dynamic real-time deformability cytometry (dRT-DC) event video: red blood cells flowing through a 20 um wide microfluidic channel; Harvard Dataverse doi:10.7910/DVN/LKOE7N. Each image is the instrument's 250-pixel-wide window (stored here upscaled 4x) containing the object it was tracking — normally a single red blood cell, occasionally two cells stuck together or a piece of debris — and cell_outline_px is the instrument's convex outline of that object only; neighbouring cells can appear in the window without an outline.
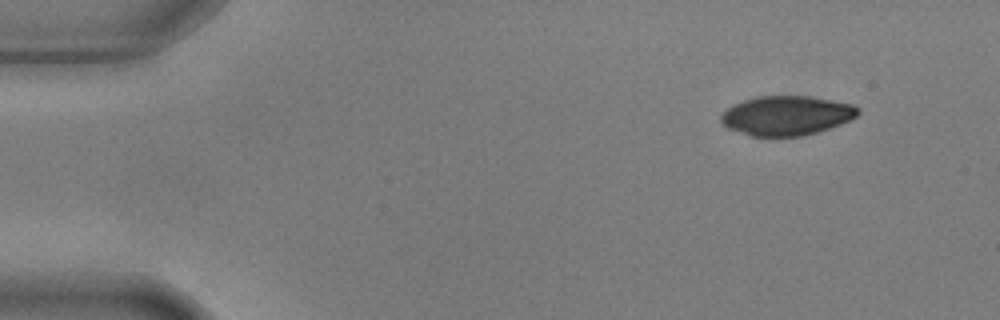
{"species": "common noctule bat (a hibernating species)", "species_latin": "Nyctalus noctula", "temperature_condition": "warm", "stored_images_in_passage": 2, "camera_frame_rate_fps": 3000, "um_per_image_px": 0.085, "animal": {"sex": "male", "body_mass_g": 17.9, "forearm_length_mm": 54.2}, "frame": {"image": 1, "passage_image": 2, "time_ms": 0.333, "image_size_px": [1000, 320], "cell_outline_px": [[860, 112], [856, 116], [840, 124], [816, 132], [800, 136], [752, 136], [728, 128], [720, 120], [720, 116], [732, 104], [756, 96], [808, 96], [832, 100], [852, 104], [860, 108]], "centroid_in_image_um": [66.85, 9.81], "position_along_channel_um": 18.2, "area_um2": 31.27}}